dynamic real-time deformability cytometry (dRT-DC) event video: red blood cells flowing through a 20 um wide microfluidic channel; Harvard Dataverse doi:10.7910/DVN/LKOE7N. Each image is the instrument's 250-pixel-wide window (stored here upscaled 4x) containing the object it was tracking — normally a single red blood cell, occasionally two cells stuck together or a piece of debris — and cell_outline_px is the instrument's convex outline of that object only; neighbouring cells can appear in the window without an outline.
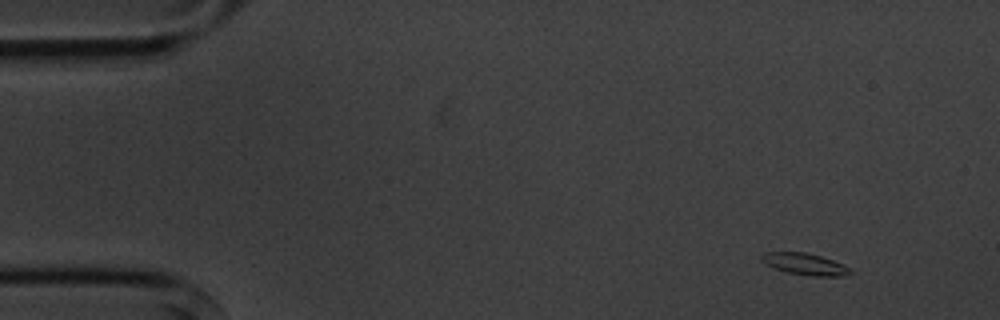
{"species": "common noctule bat (a hibernating species)", "species_latin": "Nyctalus noctula", "temperature_condition": "cold", "stored_images_in_passage": 5, "camera_frame_rate_fps": 3000, "um_per_image_px": 0.085, "animal": {"sex": "male", "body_mass_g": 20.1, "forearm_length_mm": 53.5}, "frame": {"image": 1, "passage_image": 1, "time_ms": 0.0, "image_size_px": [1000, 320], "cell_outline_px": [[856, 272], [848, 276], [812, 276], [788, 272], [776, 268], [760, 260], [760, 256], [764, 252], [804, 252], [820, 256], [832, 260], [852, 268]], "centroid_in_image_um": [68.5, 22.45], "position_along_channel_um": 16.5, "area_um2": 11.21}}
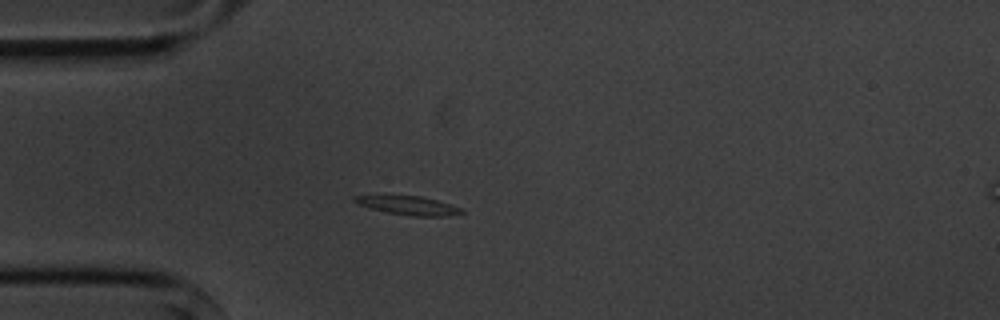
{"frame": {"image": 2, "passage_image": 4, "time_ms": 3.333, "image_size_px": [1000, 320], "cell_outline_px": [[464, 212], [448, 216], [412, 216], [388, 212], [368, 208], [352, 200], [352, 196], [388, 192], [420, 196], [436, 200], [460, 208]], "centroid_in_image_um": [34.55, 17.4], "position_along_channel_um": 50.5, "area_um2": 12.31}}